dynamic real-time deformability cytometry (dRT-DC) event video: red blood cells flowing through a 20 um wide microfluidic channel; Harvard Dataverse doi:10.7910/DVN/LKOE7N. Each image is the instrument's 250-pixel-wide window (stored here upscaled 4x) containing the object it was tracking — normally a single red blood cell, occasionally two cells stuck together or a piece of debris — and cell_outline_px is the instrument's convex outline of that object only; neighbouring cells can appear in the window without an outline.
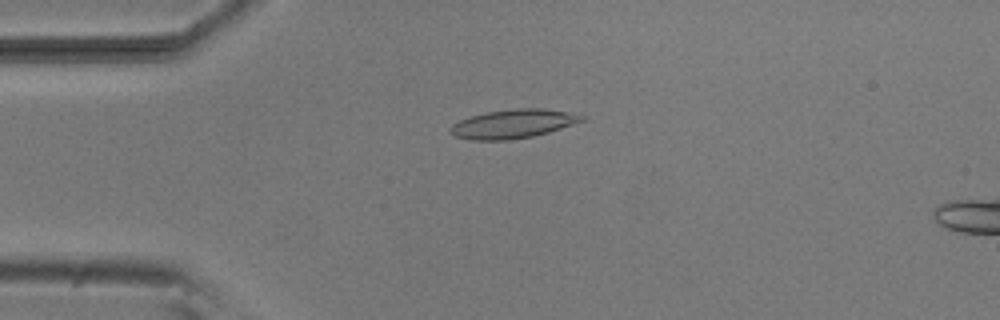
{"species": "common noctule bat (a hibernating species)", "species_latin": "Nyctalus noctula", "temperature_condition": "room temperature", "stored_images_in_passage": 52, "camera_frame_rate_fps": 3000, "um_per_image_px": 0.085, "animal": {"sex": "male", "body_mass_g": 20.5, "forearm_length_mm": 52.5}, "frame": {"image": 1, "passage_image": 12, "time_ms": 3.667, "image_size_px": [1000, 320], "cell_outline_px": [[584, 120], [548, 132], [532, 136], [508, 140], [472, 140], [456, 136], [448, 132], [448, 128], [452, 124], [460, 120], [472, 116], [488, 112], [516, 108], [540, 108], [564, 112], [584, 116]], "centroid_in_image_um": [43.54, 10.53], "position_along_channel_um": 41.5, "area_um2": 21.68}}
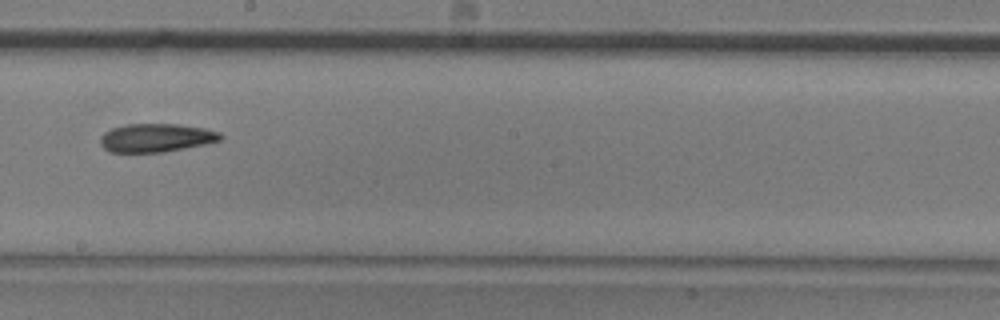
{"frame": {"image": 2, "passage_image": 29, "time_ms": 9.333, "image_size_px": [1000, 320], "cell_outline_px": [[224, 136], [220, 140], [204, 144], [164, 152], [108, 152], [100, 144], [100, 136], [104, 132], [112, 128], [128, 124], [176, 124], [204, 128], [220, 132]], "centroid_in_image_um": [13.25, 11.71], "position_along_channel_um": 234.9, "area_um2": 19.88}}
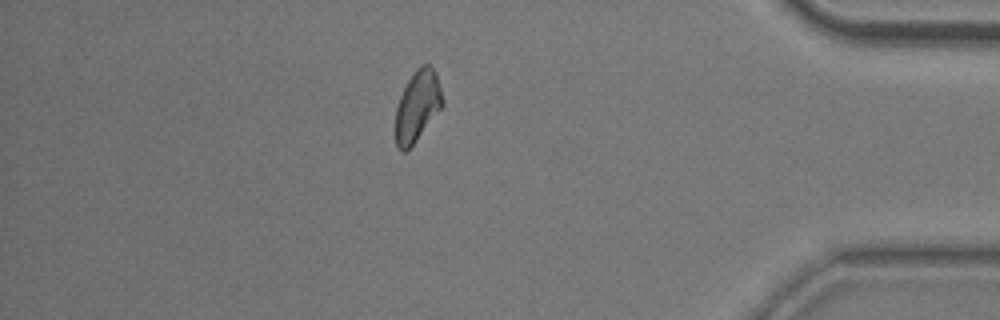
{"frame": {"image": 3, "passage_image": 45, "time_ms": 14.667, "image_size_px": [1000, 320], "cell_outline_px": [[444, 104], [416, 140], [404, 152], [400, 152], [396, 144], [396, 108], [400, 96], [408, 80], [416, 68], [420, 64], [428, 64], [436, 72], [444, 100]], "centroid_in_image_um": [35.49, 8.98], "position_along_channel_um": 399.7, "area_um2": 19.19}, "authors_computed_cell_mechanics": {"area_um2": 20.1722, "velocity_mm_per_s": 3.8023, "shape_relaxation_time_tau1_ms": 9.7494, "shape_relaxation_time_tau2_ms": 4.4488, "deformation_change_tau1": 0.1906, "deformation_change_tau2": 0.1254}}